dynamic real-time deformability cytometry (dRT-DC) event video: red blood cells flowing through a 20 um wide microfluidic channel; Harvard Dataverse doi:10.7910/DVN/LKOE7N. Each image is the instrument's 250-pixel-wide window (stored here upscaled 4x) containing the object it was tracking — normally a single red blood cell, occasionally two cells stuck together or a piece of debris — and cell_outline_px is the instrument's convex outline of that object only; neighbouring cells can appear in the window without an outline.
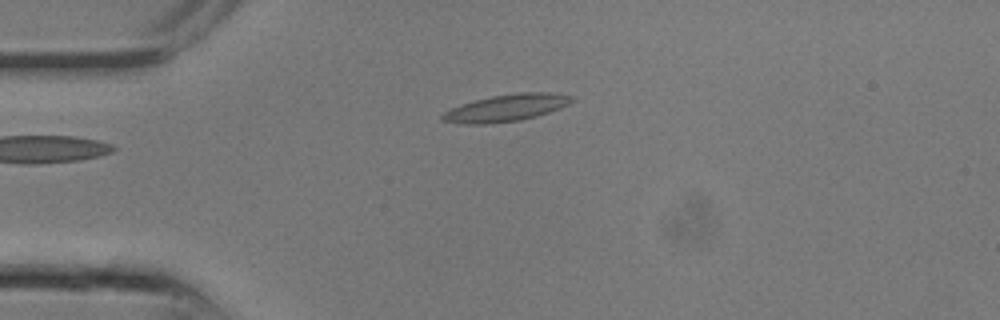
{"species": "common noctule bat (a hibernating species)", "species_latin": "Nyctalus noctula", "temperature_condition": "room temperature", "stored_images_in_passage": 7, "camera_frame_rate_fps": 3000, "um_per_image_px": 0.085, "animal": {"sex": "male", "body_mass_g": 13.3}, "frame": {"image": 1, "passage_image": 7, "time_ms": 2.0, "image_size_px": [1000, 320], "cell_outline_px": [[576, 100], [560, 108], [536, 116], [520, 120], [488, 124], [460, 124], [440, 120], [440, 116], [444, 112], [460, 104], [492, 96], [520, 92], [552, 92], [576, 96]], "centroid_in_image_um": [43.05, 9.16], "position_along_channel_um": 41.9, "area_um2": 20.52}}